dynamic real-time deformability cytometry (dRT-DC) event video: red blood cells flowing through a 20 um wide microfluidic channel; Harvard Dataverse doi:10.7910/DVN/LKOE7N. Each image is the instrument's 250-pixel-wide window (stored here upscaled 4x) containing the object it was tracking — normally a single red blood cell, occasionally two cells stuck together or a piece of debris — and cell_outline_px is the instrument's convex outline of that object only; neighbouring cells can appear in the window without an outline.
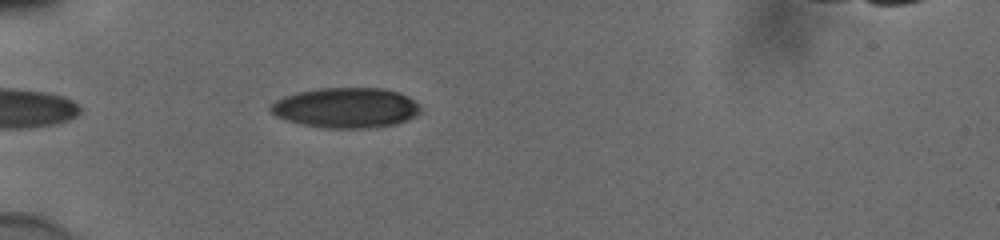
{"species": "human", "species_latin": "Homo sapiens", "temperature_condition": "cold", "stored_images_in_passage": 38, "camera_frame_rate_fps": 3000, "um_per_image_px": 0.085, "donor": {"sex": "male"}, "frame": {"image": 1, "passage_image": 1, "time_ms": 0.0, "image_size_px": [1000, 240], "cell_outline_px": [[420, 112], [396, 124], [372, 128], [324, 128], [300, 124], [276, 116], [268, 108], [276, 100], [284, 96], [296, 92], [320, 88], [384, 88], [400, 92], [408, 96], [420, 104]], "centroid_in_image_um": [29.41, 9.15], "position_along_channel_um": 55.6, "area_um2": 35.2}}
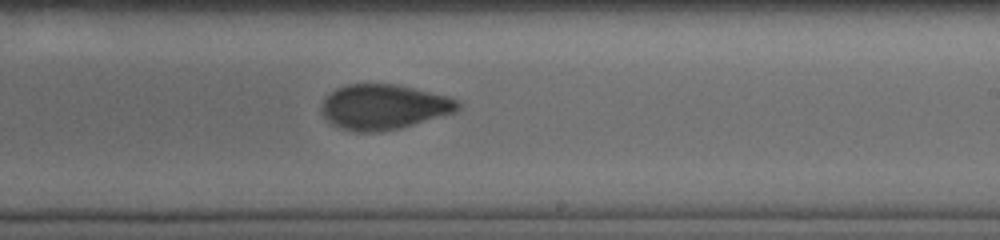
{"frame": {"image": 2, "passage_image": 18, "time_ms": 5.667, "image_size_px": [1000, 240], "cell_outline_px": [[464, 104], [456, 112], [400, 128], [380, 132], [356, 132], [340, 128], [332, 124], [324, 116], [320, 108], [324, 100], [336, 88], [348, 84], [396, 84], [448, 96], [460, 100]], "centroid_in_image_um": [32.66, 9.09], "position_along_channel_um": 256.3, "area_um2": 35.95}}
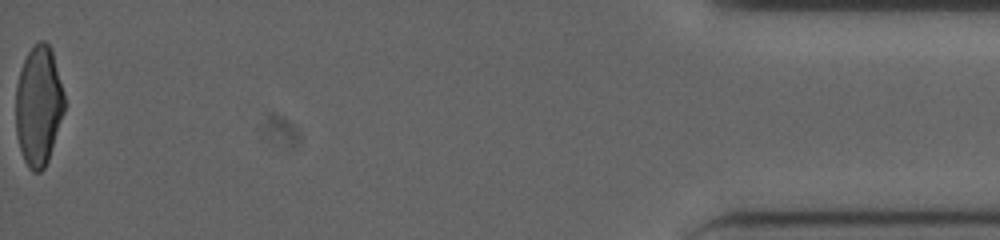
{"frame": {"image": 3, "passage_image": 38, "time_ms": 12.333, "image_size_px": [1000, 240], "cell_outline_px": [[64, 112], [48, 160], [44, 168], [40, 172], [32, 172], [28, 168], [24, 160], [16, 136], [16, 84], [24, 60], [28, 52], [40, 40], [44, 40], [48, 44], [52, 52], [64, 92]], "centroid_in_image_um": [3.27, 9.02], "position_along_channel_um": 431.9, "area_um2": 33.76}, "authors_computed_cell_mechanics": {"area_um2": 35.8071, "velocity_mm_per_s": 3.8768, "shape_relaxation_time_tau1_ms": 7.0009, "shape_relaxation_time_tau2_ms": 1.6765, "deformation_change_tau1": 0.1841, "deformation_change_tau2": 0.0719}}